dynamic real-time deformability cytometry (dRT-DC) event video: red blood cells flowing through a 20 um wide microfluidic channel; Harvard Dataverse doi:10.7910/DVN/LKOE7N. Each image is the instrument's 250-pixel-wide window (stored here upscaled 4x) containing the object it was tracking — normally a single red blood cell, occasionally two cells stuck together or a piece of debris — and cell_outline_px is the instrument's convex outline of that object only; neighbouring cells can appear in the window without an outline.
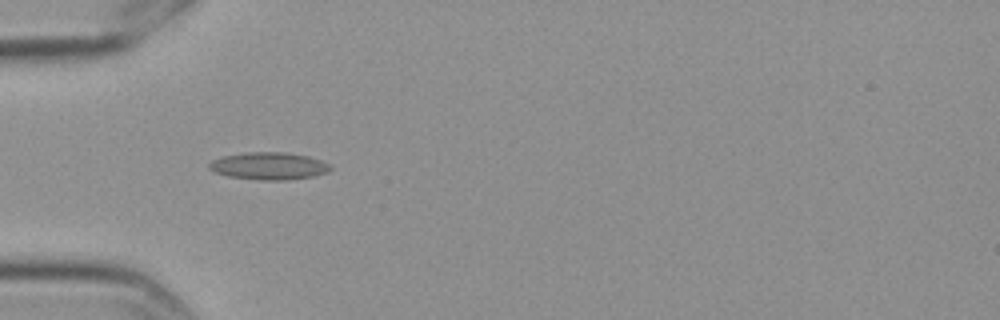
{"species": "Egyptian fruit bat (a non-hibernating species)", "species_latin": "Rousettus aegyptiacus", "temperature_condition": "cold", "stored_images_in_passage": 5, "camera_frame_rate_fps": 3000, "um_per_image_px": 0.085, "frame": {"image": 1, "passage_image": 5, "time_ms": 1.333, "image_size_px": [1000, 320], "cell_outline_px": [[332, 168], [328, 172], [312, 176], [288, 180], [264, 180], [228, 176], [216, 172], [208, 168], [208, 164], [212, 160], [220, 156], [248, 152], [284, 152], [308, 156], [320, 160], [328, 164]], "centroid_in_image_um": [22.83, 14.1], "position_along_channel_um": 62.2, "area_um2": 19.25}}